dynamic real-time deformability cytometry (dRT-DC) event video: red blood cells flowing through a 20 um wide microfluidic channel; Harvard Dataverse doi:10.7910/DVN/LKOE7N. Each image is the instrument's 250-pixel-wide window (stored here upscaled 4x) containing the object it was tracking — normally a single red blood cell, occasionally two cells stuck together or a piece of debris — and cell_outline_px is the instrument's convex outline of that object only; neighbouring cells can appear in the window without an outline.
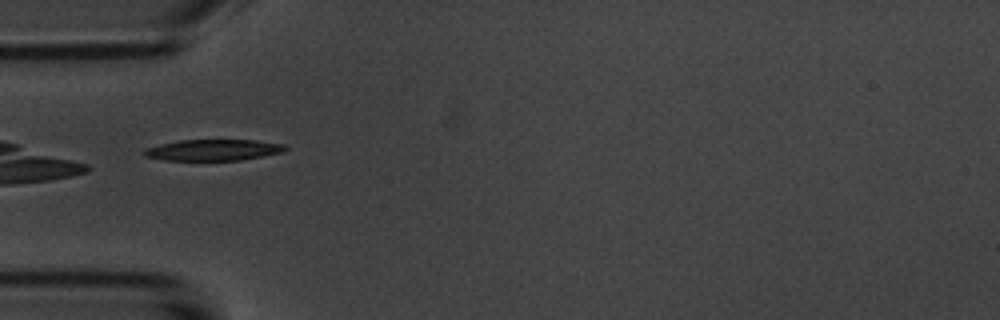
{"species": "common noctule bat (a hibernating species)", "species_latin": "Nyctalus noctula", "temperature_condition": "room temperature", "stored_images_in_passage": 15, "camera_frame_rate_fps": 3000, "um_per_image_px": 0.085, "animal": {"sex": "male", "body_mass_g": 20.1, "forearm_length_mm": 53.5}, "frame": {"image": 1, "passage_image": 5, "time_ms": 5.667, "image_size_px": [1000, 320], "cell_outline_px": [[288, 148], [284, 152], [240, 160], [164, 160], [144, 156], [140, 152], [144, 148], [160, 144], [180, 140], [256, 140], [284, 144]], "centroid_in_image_um": [18.1, 12.74], "position_along_channel_um": 66.9, "area_um2": 17.51}}
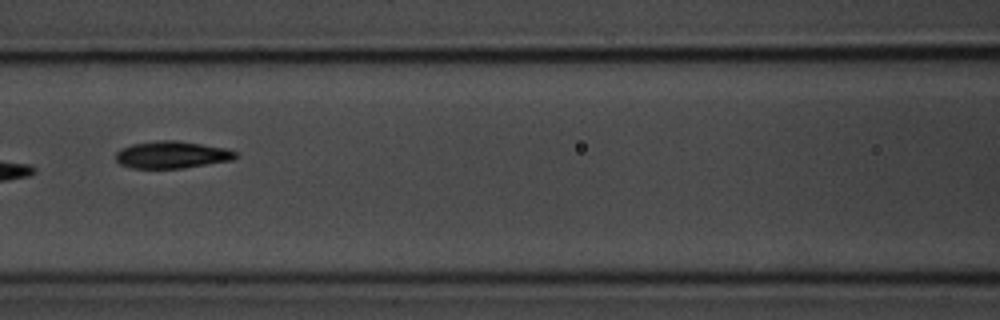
{"frame": {"image": 2, "passage_image": 7, "time_ms": 8.0, "image_size_px": [1000, 320], "cell_outline_px": [[240, 156], [232, 160], [184, 168], [132, 168], [120, 164], [116, 160], [116, 152], [120, 148], [132, 144], [160, 140], [176, 140], [228, 148], [236, 152]], "centroid_in_image_um": [14.63, 13.15], "position_along_channel_um": 152.0, "area_um2": 19.07}, "authors_computed_cell_mechanics": {"area_um2": 18.9006, "velocity_mm_per_s": 3.6253, "shape_relaxation_time_tau1_ms": 2.799, "shape_relaxation_time_tau2_ms": 2.6167, "deformation_change_tau1": 0.1194, "deformation_change_tau2": 0.0668}}